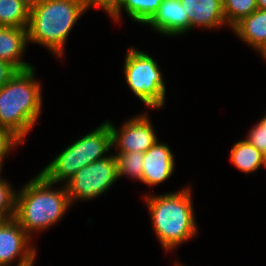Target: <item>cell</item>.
I'll return each instance as SVG.
<instances>
[{
    "label": "cell",
    "mask_w": 266,
    "mask_h": 266,
    "mask_svg": "<svg viewBox=\"0 0 266 266\" xmlns=\"http://www.w3.org/2000/svg\"><path fill=\"white\" fill-rule=\"evenodd\" d=\"M192 193L187 185L176 192L143 195L151 215L153 231L167 252L198 234Z\"/></svg>",
    "instance_id": "6da1fadb"
},
{
    "label": "cell",
    "mask_w": 266,
    "mask_h": 266,
    "mask_svg": "<svg viewBox=\"0 0 266 266\" xmlns=\"http://www.w3.org/2000/svg\"><path fill=\"white\" fill-rule=\"evenodd\" d=\"M54 185L38 173L16 192L14 219L31 238L59 222L71 207L65 184Z\"/></svg>",
    "instance_id": "7a4b0ae2"
},
{
    "label": "cell",
    "mask_w": 266,
    "mask_h": 266,
    "mask_svg": "<svg viewBox=\"0 0 266 266\" xmlns=\"http://www.w3.org/2000/svg\"><path fill=\"white\" fill-rule=\"evenodd\" d=\"M89 9L82 0H32L28 43L46 47L54 56L63 59L71 30Z\"/></svg>",
    "instance_id": "3957f363"
},
{
    "label": "cell",
    "mask_w": 266,
    "mask_h": 266,
    "mask_svg": "<svg viewBox=\"0 0 266 266\" xmlns=\"http://www.w3.org/2000/svg\"><path fill=\"white\" fill-rule=\"evenodd\" d=\"M35 67L17 71L0 87V128H6L24 143L42 114V84Z\"/></svg>",
    "instance_id": "277c9868"
},
{
    "label": "cell",
    "mask_w": 266,
    "mask_h": 266,
    "mask_svg": "<svg viewBox=\"0 0 266 266\" xmlns=\"http://www.w3.org/2000/svg\"><path fill=\"white\" fill-rule=\"evenodd\" d=\"M110 149H113L112 131L105 121L96 129L67 145L39 173L54 184L62 182L65 184L84 166L108 157Z\"/></svg>",
    "instance_id": "5b68a950"
},
{
    "label": "cell",
    "mask_w": 266,
    "mask_h": 266,
    "mask_svg": "<svg viewBox=\"0 0 266 266\" xmlns=\"http://www.w3.org/2000/svg\"><path fill=\"white\" fill-rule=\"evenodd\" d=\"M123 70L128 87L146 108L159 110L164 107L166 83L154 57L133 46L129 47Z\"/></svg>",
    "instance_id": "8992f818"
},
{
    "label": "cell",
    "mask_w": 266,
    "mask_h": 266,
    "mask_svg": "<svg viewBox=\"0 0 266 266\" xmlns=\"http://www.w3.org/2000/svg\"><path fill=\"white\" fill-rule=\"evenodd\" d=\"M118 180L117 161L111 153L108 157L84 166L65 183V186L73 205L75 201H91L102 196Z\"/></svg>",
    "instance_id": "52a82bcc"
},
{
    "label": "cell",
    "mask_w": 266,
    "mask_h": 266,
    "mask_svg": "<svg viewBox=\"0 0 266 266\" xmlns=\"http://www.w3.org/2000/svg\"><path fill=\"white\" fill-rule=\"evenodd\" d=\"M108 124L112 131V145L116 153H145L158 141V136L147 113L128 118L117 128L111 121Z\"/></svg>",
    "instance_id": "ba28073f"
},
{
    "label": "cell",
    "mask_w": 266,
    "mask_h": 266,
    "mask_svg": "<svg viewBox=\"0 0 266 266\" xmlns=\"http://www.w3.org/2000/svg\"><path fill=\"white\" fill-rule=\"evenodd\" d=\"M31 238L13 218L0 222V266L35 264L37 251ZM12 264V265H11Z\"/></svg>",
    "instance_id": "9c48e42d"
},
{
    "label": "cell",
    "mask_w": 266,
    "mask_h": 266,
    "mask_svg": "<svg viewBox=\"0 0 266 266\" xmlns=\"http://www.w3.org/2000/svg\"><path fill=\"white\" fill-rule=\"evenodd\" d=\"M174 157L170 146L158 139L144 153L142 183L147 186H156L169 179L175 172Z\"/></svg>",
    "instance_id": "30bf717a"
},
{
    "label": "cell",
    "mask_w": 266,
    "mask_h": 266,
    "mask_svg": "<svg viewBox=\"0 0 266 266\" xmlns=\"http://www.w3.org/2000/svg\"><path fill=\"white\" fill-rule=\"evenodd\" d=\"M164 36H179L190 31V22L180 0H162L157 12L145 24Z\"/></svg>",
    "instance_id": "8fae6325"
},
{
    "label": "cell",
    "mask_w": 266,
    "mask_h": 266,
    "mask_svg": "<svg viewBox=\"0 0 266 266\" xmlns=\"http://www.w3.org/2000/svg\"><path fill=\"white\" fill-rule=\"evenodd\" d=\"M180 3L187 12L190 30L194 27L216 30L227 26L222 0H180Z\"/></svg>",
    "instance_id": "7c38bea8"
},
{
    "label": "cell",
    "mask_w": 266,
    "mask_h": 266,
    "mask_svg": "<svg viewBox=\"0 0 266 266\" xmlns=\"http://www.w3.org/2000/svg\"><path fill=\"white\" fill-rule=\"evenodd\" d=\"M28 44L27 29L0 26V60L6 61L18 71L34 66L22 57Z\"/></svg>",
    "instance_id": "4fadbf2b"
},
{
    "label": "cell",
    "mask_w": 266,
    "mask_h": 266,
    "mask_svg": "<svg viewBox=\"0 0 266 266\" xmlns=\"http://www.w3.org/2000/svg\"><path fill=\"white\" fill-rule=\"evenodd\" d=\"M231 29L244 44L258 51L266 60V9H257Z\"/></svg>",
    "instance_id": "5bb4252c"
},
{
    "label": "cell",
    "mask_w": 266,
    "mask_h": 266,
    "mask_svg": "<svg viewBox=\"0 0 266 266\" xmlns=\"http://www.w3.org/2000/svg\"><path fill=\"white\" fill-rule=\"evenodd\" d=\"M229 159L238 170L251 174L264 167L265 155L243 138L233 145Z\"/></svg>",
    "instance_id": "9a60e30c"
},
{
    "label": "cell",
    "mask_w": 266,
    "mask_h": 266,
    "mask_svg": "<svg viewBox=\"0 0 266 266\" xmlns=\"http://www.w3.org/2000/svg\"><path fill=\"white\" fill-rule=\"evenodd\" d=\"M32 0H0V26L27 29Z\"/></svg>",
    "instance_id": "2e32d148"
},
{
    "label": "cell",
    "mask_w": 266,
    "mask_h": 266,
    "mask_svg": "<svg viewBox=\"0 0 266 266\" xmlns=\"http://www.w3.org/2000/svg\"><path fill=\"white\" fill-rule=\"evenodd\" d=\"M161 2L162 0H126L111 19L116 23L122 20V11L124 10L133 21L145 25L157 12Z\"/></svg>",
    "instance_id": "e0dca14e"
},
{
    "label": "cell",
    "mask_w": 266,
    "mask_h": 266,
    "mask_svg": "<svg viewBox=\"0 0 266 266\" xmlns=\"http://www.w3.org/2000/svg\"><path fill=\"white\" fill-rule=\"evenodd\" d=\"M117 161L118 177L128 176L132 180L142 182L144 153H114Z\"/></svg>",
    "instance_id": "ac0fdd59"
},
{
    "label": "cell",
    "mask_w": 266,
    "mask_h": 266,
    "mask_svg": "<svg viewBox=\"0 0 266 266\" xmlns=\"http://www.w3.org/2000/svg\"><path fill=\"white\" fill-rule=\"evenodd\" d=\"M223 15L228 28L258 9L256 0H222Z\"/></svg>",
    "instance_id": "d6986e66"
},
{
    "label": "cell",
    "mask_w": 266,
    "mask_h": 266,
    "mask_svg": "<svg viewBox=\"0 0 266 266\" xmlns=\"http://www.w3.org/2000/svg\"><path fill=\"white\" fill-rule=\"evenodd\" d=\"M0 178V219L10 220L15 217L16 192L12 185Z\"/></svg>",
    "instance_id": "ffe728a7"
},
{
    "label": "cell",
    "mask_w": 266,
    "mask_h": 266,
    "mask_svg": "<svg viewBox=\"0 0 266 266\" xmlns=\"http://www.w3.org/2000/svg\"><path fill=\"white\" fill-rule=\"evenodd\" d=\"M244 139L266 155V113L253 125Z\"/></svg>",
    "instance_id": "44dd1931"
},
{
    "label": "cell",
    "mask_w": 266,
    "mask_h": 266,
    "mask_svg": "<svg viewBox=\"0 0 266 266\" xmlns=\"http://www.w3.org/2000/svg\"><path fill=\"white\" fill-rule=\"evenodd\" d=\"M24 142L16 136L12 131L6 128H0V166L3 167L6 156L10 152Z\"/></svg>",
    "instance_id": "7402d4cb"
},
{
    "label": "cell",
    "mask_w": 266,
    "mask_h": 266,
    "mask_svg": "<svg viewBox=\"0 0 266 266\" xmlns=\"http://www.w3.org/2000/svg\"><path fill=\"white\" fill-rule=\"evenodd\" d=\"M125 2L126 0H105L98 9L104 11L111 18Z\"/></svg>",
    "instance_id": "603a6c76"
},
{
    "label": "cell",
    "mask_w": 266,
    "mask_h": 266,
    "mask_svg": "<svg viewBox=\"0 0 266 266\" xmlns=\"http://www.w3.org/2000/svg\"><path fill=\"white\" fill-rule=\"evenodd\" d=\"M18 70L6 61L0 60V87H2Z\"/></svg>",
    "instance_id": "cb8c5ba5"
},
{
    "label": "cell",
    "mask_w": 266,
    "mask_h": 266,
    "mask_svg": "<svg viewBox=\"0 0 266 266\" xmlns=\"http://www.w3.org/2000/svg\"><path fill=\"white\" fill-rule=\"evenodd\" d=\"M90 9L98 8L105 0H82Z\"/></svg>",
    "instance_id": "d4e9b609"
},
{
    "label": "cell",
    "mask_w": 266,
    "mask_h": 266,
    "mask_svg": "<svg viewBox=\"0 0 266 266\" xmlns=\"http://www.w3.org/2000/svg\"><path fill=\"white\" fill-rule=\"evenodd\" d=\"M258 9H266V0H256Z\"/></svg>",
    "instance_id": "484cf974"
},
{
    "label": "cell",
    "mask_w": 266,
    "mask_h": 266,
    "mask_svg": "<svg viewBox=\"0 0 266 266\" xmlns=\"http://www.w3.org/2000/svg\"><path fill=\"white\" fill-rule=\"evenodd\" d=\"M174 264H175L174 266H184V265H182V264L179 263V262H175Z\"/></svg>",
    "instance_id": "4316f807"
},
{
    "label": "cell",
    "mask_w": 266,
    "mask_h": 266,
    "mask_svg": "<svg viewBox=\"0 0 266 266\" xmlns=\"http://www.w3.org/2000/svg\"><path fill=\"white\" fill-rule=\"evenodd\" d=\"M264 168L266 169V155H265V160H264Z\"/></svg>",
    "instance_id": "83f0119b"
},
{
    "label": "cell",
    "mask_w": 266,
    "mask_h": 266,
    "mask_svg": "<svg viewBox=\"0 0 266 266\" xmlns=\"http://www.w3.org/2000/svg\"><path fill=\"white\" fill-rule=\"evenodd\" d=\"M2 169H3V168L0 166V178H1V176H2V175H1V174H2V173H1V172H2Z\"/></svg>",
    "instance_id": "f1b7e54d"
}]
</instances>
